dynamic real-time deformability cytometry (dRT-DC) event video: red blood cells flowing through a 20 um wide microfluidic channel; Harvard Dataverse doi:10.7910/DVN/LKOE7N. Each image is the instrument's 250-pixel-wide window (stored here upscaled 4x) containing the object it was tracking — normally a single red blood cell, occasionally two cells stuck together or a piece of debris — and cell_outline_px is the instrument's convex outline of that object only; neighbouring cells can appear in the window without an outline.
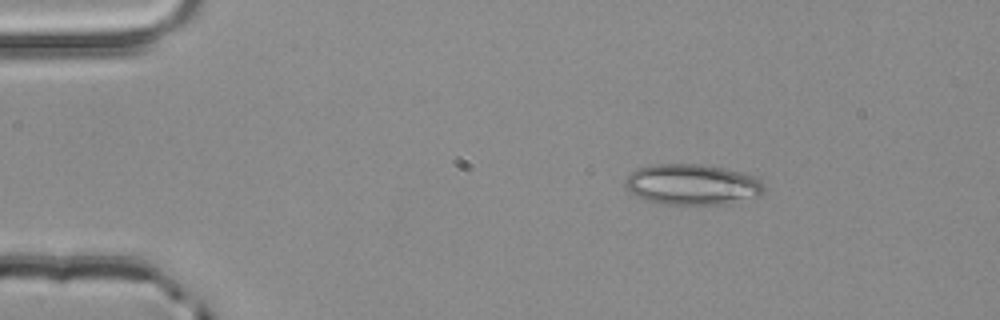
{"species": "common noctule bat (a hibernating species)", "species_latin": "Nyctalus noctula", "temperature_condition": "room temperature", "stored_images_in_passage": 3, "camera_frame_rate_fps": 3000, "um_per_image_px": 0.085, "animal": {"sex": "male", "body_mass_g": 20.4}, "frame": {"image": 1, "passage_image": 2, "time_ms": 0.333, "image_size_px": [1000, 320], "cell_outline_px": [[764, 192], [760, 196], [728, 204], [652, 204], [636, 196], [624, 184], [624, 180], [636, 168], [652, 164], [704, 164], [724, 168], [756, 176], [764, 184]], "centroid_in_image_um": [58.84, 15.69], "position_along_channel_um": 26.2, "area_um2": 33.41}}